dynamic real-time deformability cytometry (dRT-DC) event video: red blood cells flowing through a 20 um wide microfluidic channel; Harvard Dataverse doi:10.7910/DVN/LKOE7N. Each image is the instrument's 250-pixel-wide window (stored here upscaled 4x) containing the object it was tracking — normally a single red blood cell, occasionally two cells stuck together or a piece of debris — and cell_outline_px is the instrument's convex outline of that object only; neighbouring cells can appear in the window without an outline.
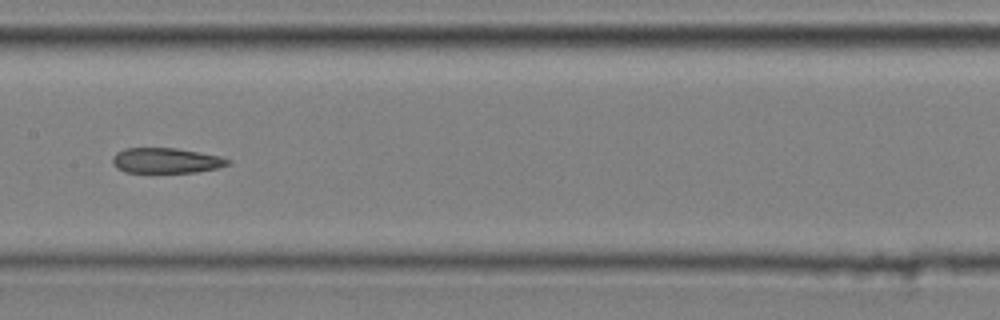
{"species": "common noctule bat (a hibernating species)", "species_latin": "Nyctalus noctula", "temperature_condition": "cold", "stored_images_in_passage": 9, "camera_frame_rate_fps": 3000, "um_per_image_px": 0.085, "animal": {"sex": "male", "body_mass_g": 20.4}, "frame": {"image": 1, "passage_image": 6, "time_ms": 1.667, "image_size_px": [1000, 320], "cell_outline_px": [[232, 164], [216, 168], [196, 172], [124, 172], [116, 168], [112, 164], [112, 156], [116, 152], [124, 148], [176, 148], [200, 152], [220, 156], [232, 160]], "centroid_in_image_um": [14.11, 13.64], "position_along_channel_um": 193.3, "area_um2": 17.17}}
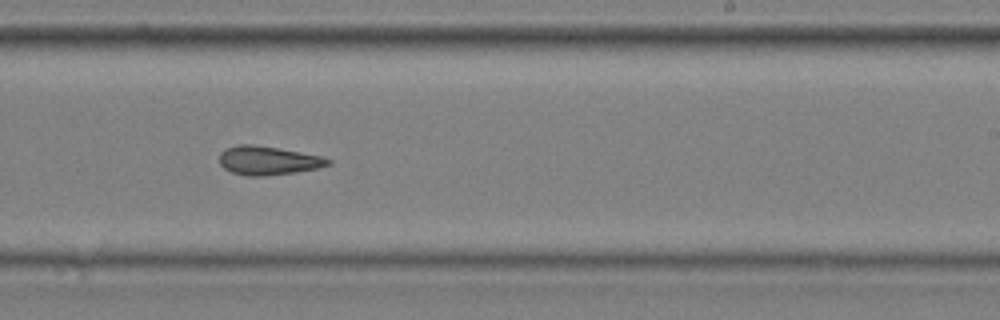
{"frame": {"image": 2, "passage_image": 8, "time_ms": 2.333, "image_size_px": [1000, 320], "cell_outline_px": [[332, 164], [320, 168], [296, 172], [264, 176], [248, 176], [232, 172], [224, 168], [220, 164], [220, 152], [224, 148], [240, 144], [252, 144], [300, 152], [320, 156], [332, 160]], "centroid_in_image_um": [22.79, 13.65], "position_along_channel_um": 266.2, "area_um2": 18.21}}
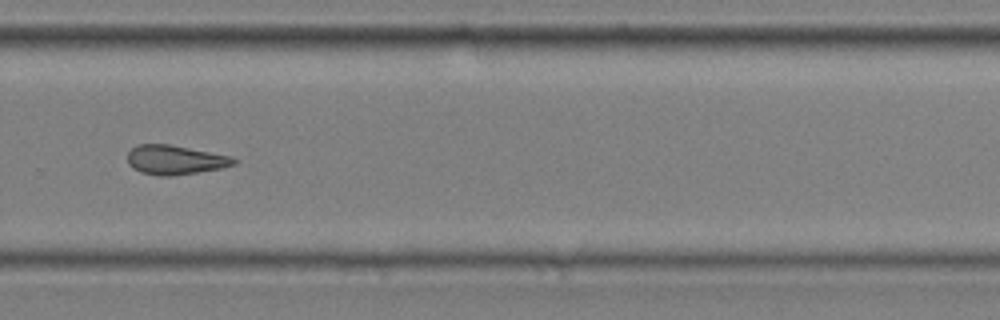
{"frame": {"image": 3, "passage_image": 9, "time_ms": 2.667, "image_size_px": [1000, 320], "cell_outline_px": [[236, 164], [220, 168], [172, 176], [160, 176], [140, 172], [132, 168], [128, 164], [128, 152], [136, 144], [168, 144], [232, 156], [236, 160]], "centroid_in_image_um": [14.85, 13.59], "position_along_channel_um": 314.9, "area_um2": 18.09}}